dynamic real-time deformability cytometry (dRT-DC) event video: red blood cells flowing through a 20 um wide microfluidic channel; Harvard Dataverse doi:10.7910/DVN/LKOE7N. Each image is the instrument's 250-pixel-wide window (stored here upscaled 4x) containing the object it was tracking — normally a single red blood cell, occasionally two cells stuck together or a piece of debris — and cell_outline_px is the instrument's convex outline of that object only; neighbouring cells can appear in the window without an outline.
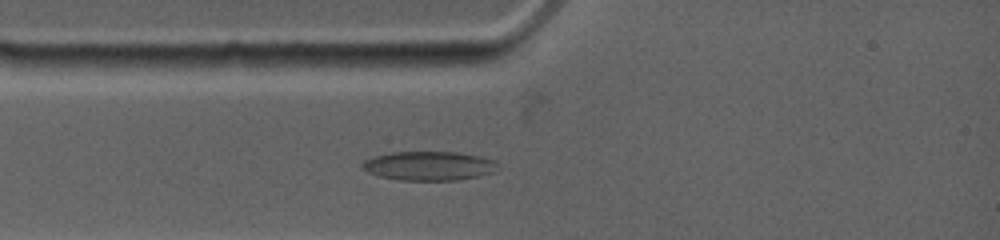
{"species": "common noctule bat (a hibernating species)", "species_latin": "Nyctalus noctula", "temperature_condition": "warm", "stored_images_in_passage": 15, "camera_frame_rate_fps": 4500, "um_per_image_px": 0.085, "animal": {"sex": "female", "body_mass_g": 19.0, "forearm_length_mm": 53.3}, "frame": {"image": 1, "passage_image": 5, "time_ms": 1.778, "image_size_px": [1000, 240], "cell_outline_px": [[496, 164], [492, 172], [460, 180], [400, 180], [380, 176], [368, 172], [360, 164], [364, 160], [372, 156], [392, 152], [456, 152], [480, 156], [496, 160]], "centroid_in_image_um": [36.42, 14.09], "position_along_channel_um": 48.6, "area_um2": 22.77}}
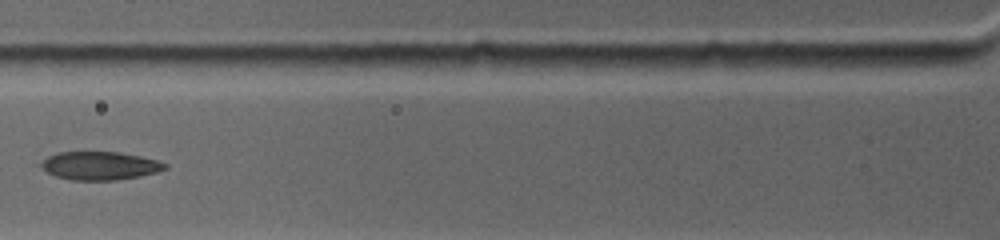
{"frame": {"image": 2, "passage_image": 9, "time_ms": 3.556, "image_size_px": [1000, 240], "cell_outline_px": [[168, 168], [156, 172], [140, 176], [116, 180], [72, 180], [56, 176], [48, 172], [36, 164], [48, 156], [56, 152], [120, 152], [140, 156], [156, 160], [168, 164]], "centroid_in_image_um": [8.46, 14.08], "position_along_channel_um": 117.3, "area_um2": 20.52}}
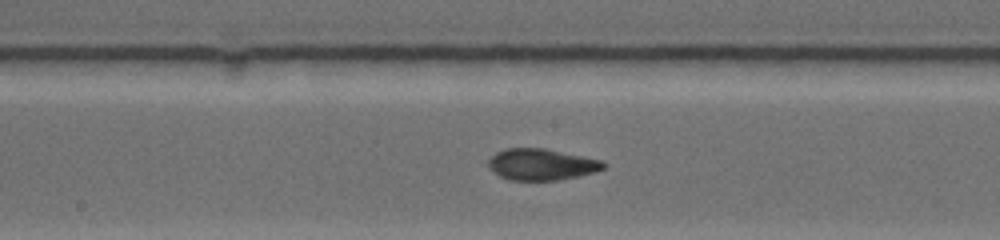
{"frame": {"image": 3, "passage_image": 14, "time_ms": 5.778, "image_size_px": [1000, 240], "cell_outline_px": [[608, 164], [604, 168], [596, 172], [556, 180], [508, 180], [500, 176], [488, 164], [488, 160], [496, 152], [504, 148], [544, 148], [604, 160]], "centroid_in_image_um": [46.07, 13.96], "position_along_channel_um": 202.1, "area_um2": 21.04}}